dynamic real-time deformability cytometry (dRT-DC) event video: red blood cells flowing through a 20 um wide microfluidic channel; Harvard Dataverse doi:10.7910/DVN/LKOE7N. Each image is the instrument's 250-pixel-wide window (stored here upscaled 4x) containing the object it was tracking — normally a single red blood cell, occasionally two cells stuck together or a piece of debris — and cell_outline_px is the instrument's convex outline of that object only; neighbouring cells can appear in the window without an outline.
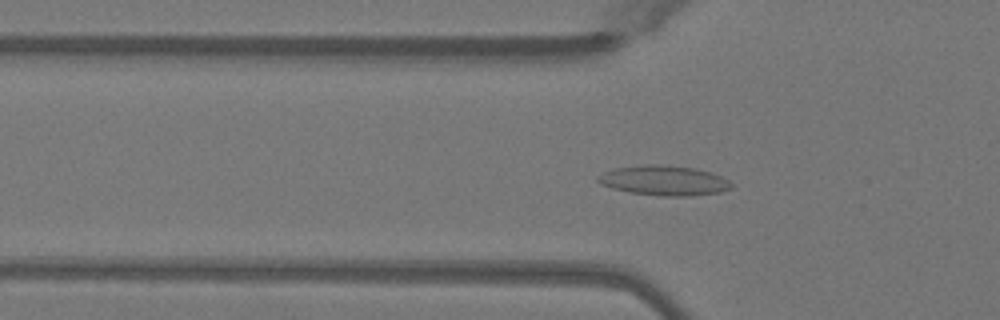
{"species": "Egyptian fruit bat (a non-hibernating species)", "species_latin": "Rousettus aegyptiacus", "temperature_condition": "warm", "stored_images_in_passage": 50, "camera_frame_rate_fps": 3000, "um_per_image_px": 0.085, "animal": {"sex": "female"}, "frame": {"image": 1, "passage_image": 16, "time_ms": 5.0, "image_size_px": [1000, 320], "cell_outline_px": [[732, 188], [720, 192], [692, 196], [660, 196], [628, 192], [612, 188], [600, 184], [596, 180], [596, 176], [612, 168], [644, 164], [668, 164], [692, 168], [708, 172], [720, 176], [728, 180], [732, 184]], "centroid_in_image_um": [56.39, 15.34], "position_along_channel_um": 69.4, "area_um2": 23.47}}
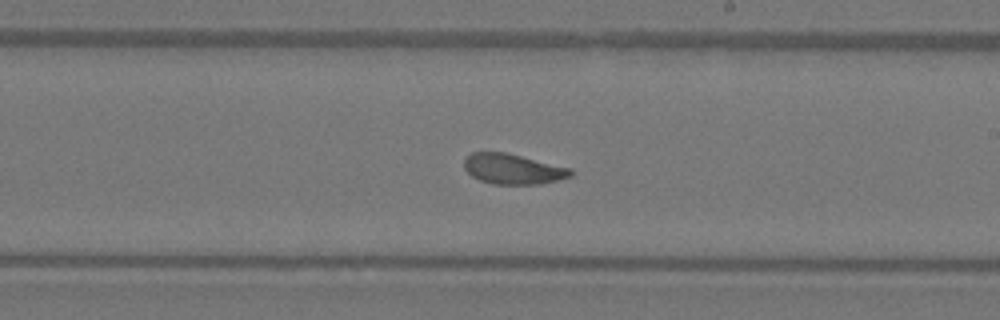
{"frame": {"image": 2, "passage_image": 29, "time_ms": 9.333, "image_size_px": [1000, 320], "cell_outline_px": [[572, 176], [540, 184], [492, 184], [480, 180], [472, 176], [464, 168], [464, 156], [472, 152], [508, 152], [572, 168]], "centroid_in_image_um": [43.59, 14.35], "position_along_channel_um": 245.4, "area_um2": 19.02}}
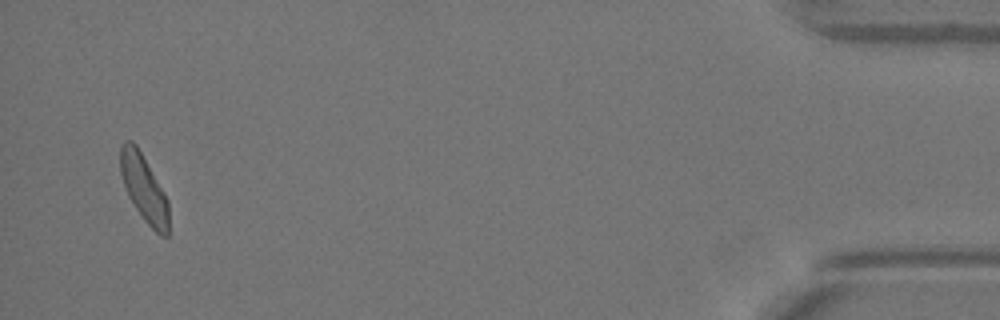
{"frame": {"image": 3, "passage_image": 48, "time_ms": 15.667, "image_size_px": [1000, 320], "cell_outline_px": [[168, 236], [160, 236], [144, 220], [128, 196], [120, 172], [120, 148], [124, 140], [132, 140], [136, 144], [164, 192], [168, 200]], "centroid_in_image_um": [12.22, 15.99], "position_along_channel_um": 423.0, "area_um2": 18.67}, "authors_computed_cell_mechanics": {"area_um2": 19.5942, "velocity_mm_per_s": 4.0613, "shape_relaxation_time_tau1_ms": 4.6797, "shape_relaxation_time_tau2_ms": 1.4447, "deformation_change_tau1": 0.1255, "deformation_change_tau2": 0.0691}}